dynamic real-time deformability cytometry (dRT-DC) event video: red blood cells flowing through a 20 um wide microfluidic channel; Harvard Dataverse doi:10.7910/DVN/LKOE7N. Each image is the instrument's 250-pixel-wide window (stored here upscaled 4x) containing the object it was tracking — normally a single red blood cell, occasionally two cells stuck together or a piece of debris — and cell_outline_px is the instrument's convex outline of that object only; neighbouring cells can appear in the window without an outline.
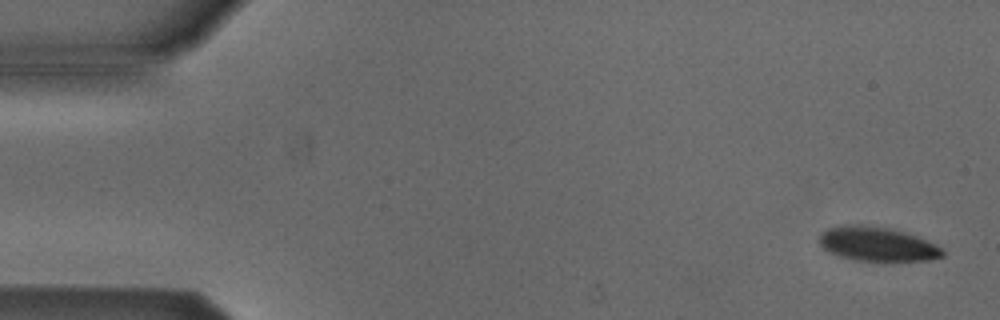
{"species": "Egyptian fruit bat (a non-hibernating species)", "species_latin": "Rousettus aegyptiacus", "temperature_condition": "cold", "stored_images_in_passage": 5, "camera_frame_rate_fps": 3000, "um_per_image_px": 0.085, "animal": {"sex": "male"}, "frame": {"image": 1, "passage_image": 1, "time_ms": 0.0, "image_size_px": [1000, 320], "cell_outline_px": [[944, 256], [932, 260], [852, 260], [840, 256], [824, 248], [820, 244], [820, 232], [828, 228], [844, 224], [860, 224], [888, 228], [904, 232], [916, 236], [940, 248], [944, 252]], "centroid_in_image_um": [74.52, 20.73], "position_along_channel_um": 10.5, "area_um2": 24.16}}
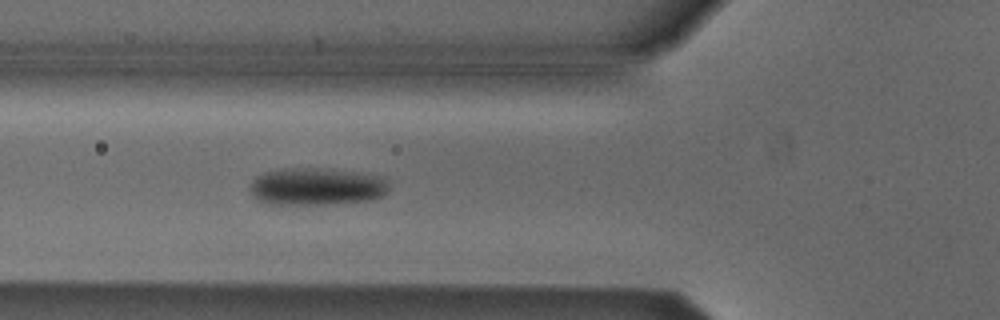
{"frame": {"image": 2, "passage_image": 5, "time_ms": 5.667, "image_size_px": [1000, 320], "cell_outline_px": [[388, 188], [380, 196], [372, 200], [324, 204], [268, 204], [256, 200], [252, 196], [252, 184], [256, 176], [268, 172], [288, 168], [316, 168], [356, 172], [380, 176], [388, 184]], "centroid_in_image_um": [26.89, 15.87], "position_along_channel_um": 98.9, "area_um2": 29.82}}